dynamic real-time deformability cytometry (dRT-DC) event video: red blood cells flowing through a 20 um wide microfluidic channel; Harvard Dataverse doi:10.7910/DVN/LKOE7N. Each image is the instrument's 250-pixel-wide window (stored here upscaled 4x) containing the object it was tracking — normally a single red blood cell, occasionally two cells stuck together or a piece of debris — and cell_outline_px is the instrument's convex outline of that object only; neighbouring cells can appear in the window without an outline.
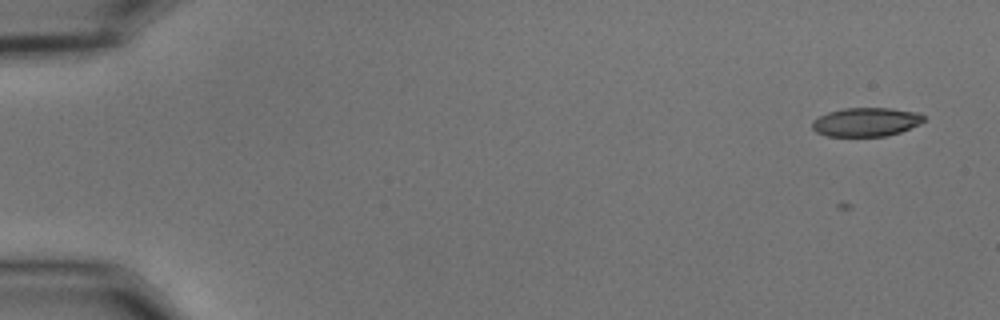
{"species": "common noctule bat (a hibernating species)", "species_latin": "Nyctalus noctula", "temperature_condition": "cold", "stored_images_in_passage": 56, "camera_frame_rate_fps": 3000, "um_per_image_px": 0.085, "animal": {"sex": "male", "body_mass_g": 15.6}, "frame": {"image": 1, "passage_image": 3, "time_ms": 0.667, "image_size_px": [1000, 320], "cell_outline_px": [[924, 120], [920, 124], [900, 132], [884, 136], [828, 136], [816, 132], [812, 128], [812, 120], [828, 112], [844, 108], [892, 108], [920, 112], [924, 116]], "centroid_in_image_um": [73.63, 10.36], "position_along_channel_um": 11.4, "area_um2": 18.79}}
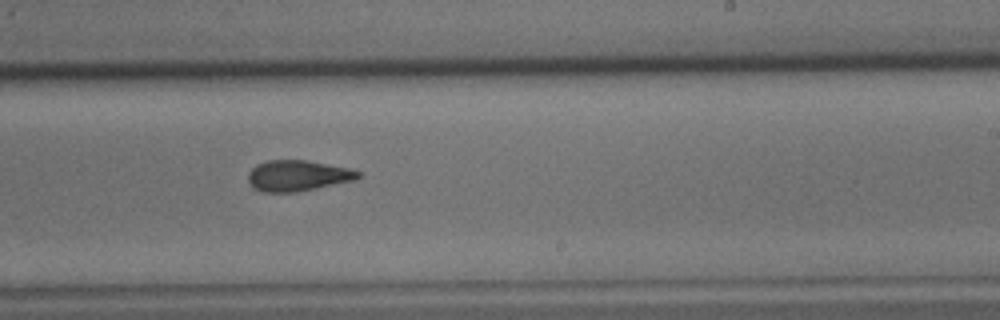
{"frame": {"image": 2, "passage_image": 35, "time_ms": 11.333, "image_size_px": [1000, 320], "cell_outline_px": [[360, 176], [356, 180], [316, 188], [292, 192], [264, 192], [252, 188], [248, 180], [248, 172], [256, 164], [268, 160], [308, 160], [348, 168], [360, 172]], "centroid_in_image_um": [25.28, 14.93], "position_along_channel_um": 263.7, "area_um2": 19.77}}
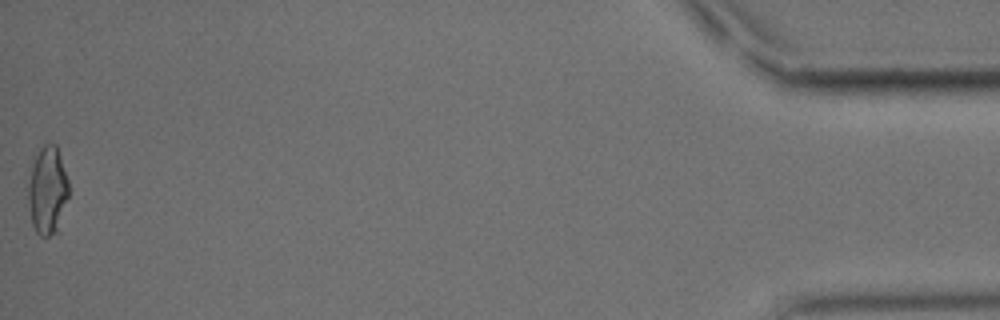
{"frame": {"image": 3, "passage_image": 56, "time_ms": 18.333, "image_size_px": [1000, 320], "cell_outline_px": [[68, 196], [60, 232], [48, 236], [40, 236], [36, 232], [32, 224], [28, 204], [28, 184], [32, 164], [40, 148], [44, 144], [56, 144], [68, 180]], "centroid_in_image_um": [4.05, 16.26], "position_along_channel_um": 431.1, "area_um2": 21.04}}